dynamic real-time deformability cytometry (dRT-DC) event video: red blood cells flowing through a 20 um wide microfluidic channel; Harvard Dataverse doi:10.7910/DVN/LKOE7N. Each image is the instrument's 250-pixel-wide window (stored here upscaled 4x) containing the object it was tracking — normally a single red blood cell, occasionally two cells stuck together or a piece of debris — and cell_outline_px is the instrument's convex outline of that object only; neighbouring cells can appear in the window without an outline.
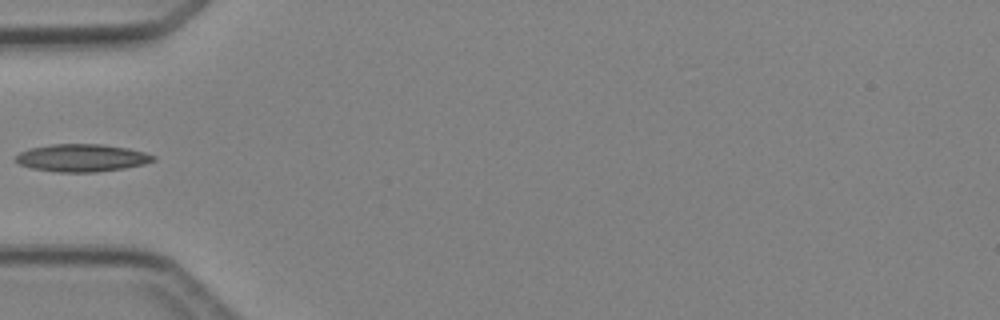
{"species": "Egyptian fruit bat (a non-hibernating species)", "species_latin": "Rousettus aegyptiacus", "temperature_condition": "cold", "stored_images_in_passage": 2, "camera_frame_rate_fps": 3000, "um_per_image_px": 0.085, "animal": {"sex": "female"}, "frame": {"image": 1, "passage_image": 2, "time_ms": 1.333, "image_size_px": [1000, 320], "cell_outline_px": [[156, 160], [144, 164], [124, 168], [96, 172], [56, 172], [32, 168], [20, 164], [16, 160], [16, 156], [20, 152], [32, 148], [52, 144], [104, 144], [128, 148], [144, 152], [156, 156]], "centroid_in_image_um": [7.0, 13.42], "position_along_channel_um": 78.0, "area_um2": 22.02}}